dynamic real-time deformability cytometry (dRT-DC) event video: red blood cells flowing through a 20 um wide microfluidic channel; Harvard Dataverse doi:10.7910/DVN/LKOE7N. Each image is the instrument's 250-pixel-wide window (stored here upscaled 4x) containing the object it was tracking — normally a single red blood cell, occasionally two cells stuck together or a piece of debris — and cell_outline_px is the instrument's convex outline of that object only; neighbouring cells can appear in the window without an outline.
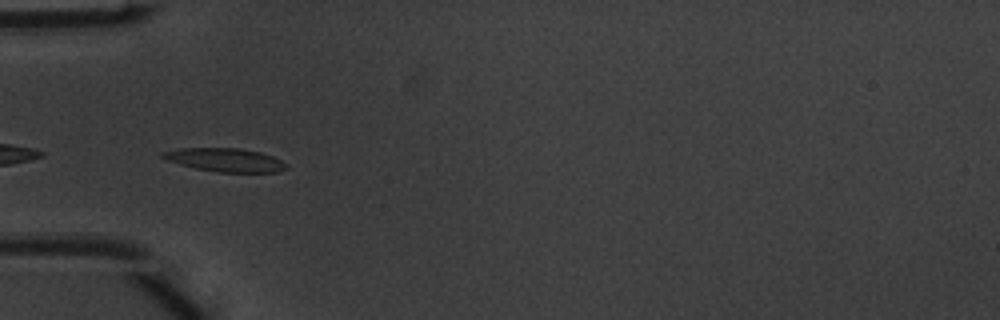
{"species": "common noctule bat (a hibernating species)", "species_latin": "Nyctalus noctula", "temperature_condition": "warm", "stored_images_in_passage": 15, "camera_frame_rate_fps": 3000, "um_per_image_px": 0.085, "animal": {"sex": "male", "body_mass_g": 20.1, "forearm_length_mm": 53.5}, "frame": {"image": 1, "passage_image": 13, "time_ms": 4.0, "image_size_px": [1000, 320], "cell_outline_px": [[288, 168], [280, 172], [216, 172], [196, 168], [180, 164], [168, 160], [160, 156], [160, 152], [180, 148], [240, 148], [260, 152], [272, 156], [288, 164]], "centroid_in_image_um": [19.16, 13.59], "position_along_channel_um": 65.8, "area_um2": 16.94}}